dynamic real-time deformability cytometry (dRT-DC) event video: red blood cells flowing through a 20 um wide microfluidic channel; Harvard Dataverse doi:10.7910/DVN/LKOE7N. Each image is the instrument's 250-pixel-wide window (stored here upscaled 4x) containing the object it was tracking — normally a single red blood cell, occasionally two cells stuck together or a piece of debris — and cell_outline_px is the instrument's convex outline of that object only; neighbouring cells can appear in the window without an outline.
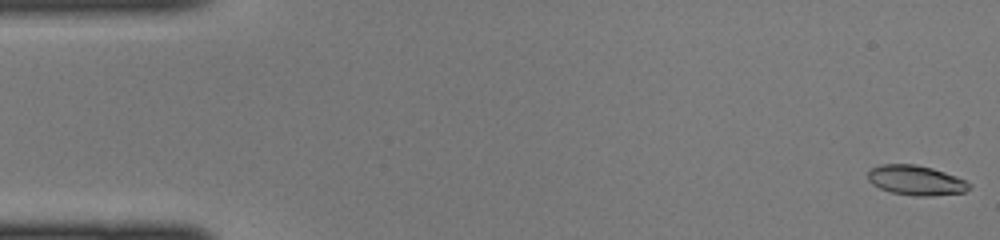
{"species": "common noctule bat (a hibernating species)", "species_latin": "Nyctalus noctula", "temperature_condition": "cold", "stored_images_in_passage": 45, "camera_frame_rate_fps": 3000, "um_per_image_px": 0.085, "animal": {"sex": "female", "body_mass_g": 22.0, "forearm_length_mm": 56.7}, "frame": {"image": 1, "passage_image": 1, "time_ms": 0.0, "image_size_px": [1000, 240], "cell_outline_px": [[972, 188], [964, 192], [932, 196], [912, 196], [892, 192], [880, 188], [872, 184], [868, 180], [868, 172], [872, 168], [880, 164], [916, 164], [932, 168], [956, 176], [972, 184]], "centroid_in_image_um": [77.87, 15.33], "position_along_channel_um": 7.1, "area_um2": 17.69}}
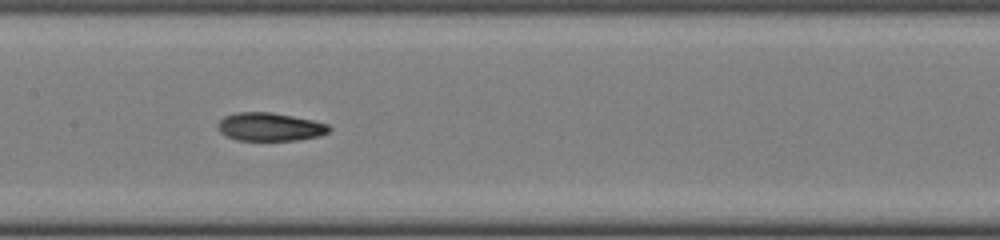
{"frame": {"image": 2, "passage_image": 22, "time_ms": 7.0, "image_size_px": [1000, 240], "cell_outline_px": [[332, 128], [328, 132], [320, 136], [296, 140], [236, 140], [220, 132], [216, 128], [216, 124], [224, 116], [236, 112], [272, 112], [312, 120], [328, 124]], "centroid_in_image_um": [22.92, 10.78], "position_along_channel_um": 184.5, "area_um2": 18.38}}
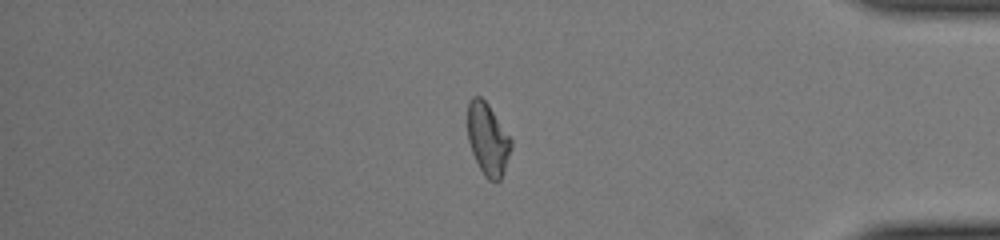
{"frame": {"image": 3, "passage_image": 38, "time_ms": 12.333, "image_size_px": [1000, 240], "cell_outline_px": [[512, 148], [504, 172], [500, 180], [496, 184], [488, 180], [484, 176], [472, 152], [468, 140], [468, 104], [472, 96], [480, 96], [488, 104], [512, 140]], "centroid_in_image_um": [41.47, 11.87], "position_along_channel_um": 393.7, "area_um2": 18.32}}